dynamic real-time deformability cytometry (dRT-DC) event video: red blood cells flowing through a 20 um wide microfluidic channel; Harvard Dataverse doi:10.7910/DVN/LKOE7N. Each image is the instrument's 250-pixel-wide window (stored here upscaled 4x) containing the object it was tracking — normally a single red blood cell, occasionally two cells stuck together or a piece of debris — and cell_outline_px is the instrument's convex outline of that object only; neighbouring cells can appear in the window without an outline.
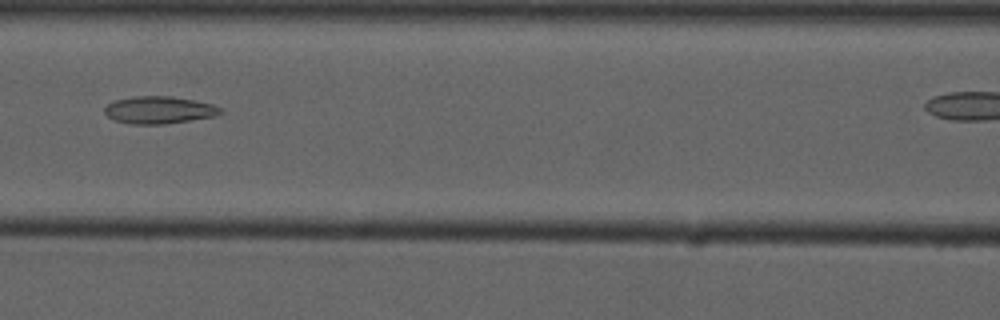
{"species": "common noctule bat (a hibernating species)", "species_latin": "Nyctalus noctula", "temperature_condition": "cold", "stored_images_in_passage": 9, "segment_of_instrument_passage": [1, 2], "camera_frame_rate_fps": 3000, "um_per_image_px": 0.085, "animal": {"sex": "male", "forearm_length_mm": 52.5}, "frame": {"image": 1, "passage_image": 7, "time_ms": 7.0, "image_size_px": [1000, 320], "cell_outline_px": [[224, 112], [216, 116], [164, 124], [132, 124], [112, 120], [104, 112], [104, 108], [108, 104], [116, 100], [136, 96], [172, 96], [212, 104], [224, 108]], "centroid_in_image_um": [13.55, 9.35], "position_along_channel_um": 153.1, "area_um2": 18.5}}